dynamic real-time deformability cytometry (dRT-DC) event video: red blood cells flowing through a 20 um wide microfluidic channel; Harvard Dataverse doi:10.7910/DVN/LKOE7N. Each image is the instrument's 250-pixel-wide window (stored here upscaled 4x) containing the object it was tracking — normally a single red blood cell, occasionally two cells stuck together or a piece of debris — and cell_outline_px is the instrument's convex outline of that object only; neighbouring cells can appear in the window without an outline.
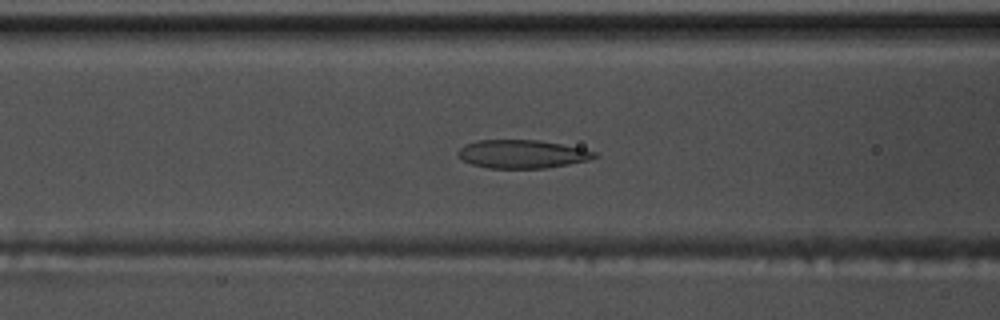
{"species": "common noctule bat (a hibernating species)", "species_latin": "Nyctalus noctula", "temperature_condition": "warm", "stored_images_in_passage": 53, "camera_frame_rate_fps": 3000, "um_per_image_px": 0.085, "animal": {"sex": "male", "body_mass_g": 17.5, "forearm_length_mm": 52.3}, "frame": {"image": 1, "passage_image": 21, "time_ms": 6.667, "image_size_px": [1000, 320], "cell_outline_px": [[600, 156], [588, 160], [568, 164], [544, 168], [488, 168], [472, 164], [456, 156], [456, 152], [464, 144], [476, 140], [540, 140], [584, 148], [596, 152]], "centroid_in_image_um": [44.38, 13.08], "position_along_channel_um": 122.2, "area_um2": 22.72}}
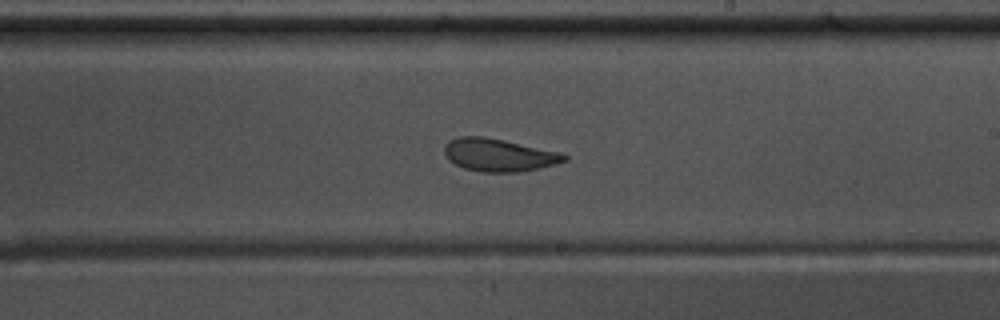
{"frame": {"image": 2, "passage_image": 31, "time_ms": 10.0, "image_size_px": [1000, 320], "cell_outline_px": [[568, 160], [556, 164], [540, 168], [520, 172], [480, 172], [464, 168], [448, 160], [444, 156], [444, 144], [448, 140], [460, 136], [484, 136], [504, 140], [560, 152], [568, 156]], "centroid_in_image_um": [42.38, 13.17], "position_along_channel_um": 246.6, "area_um2": 23.12}}
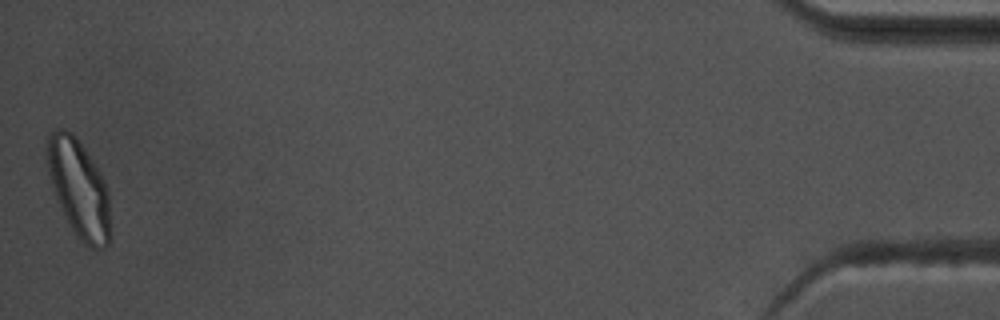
{"frame": {"image": 3, "passage_image": 53, "time_ms": 17.333, "image_size_px": [1000, 320], "cell_outline_px": [[112, 240], [104, 248], [92, 248], [84, 244], [80, 240], [72, 228], [60, 208], [56, 200], [48, 172], [48, 136], [56, 128], [64, 128], [72, 132], [76, 136], [100, 172], [108, 192], [112, 228]], "centroid_in_image_um": [6.75, 16.07], "position_along_channel_um": 428.5, "area_um2": 36.18}, "authors_computed_cell_mechanics": {"area_um2": 24.7384, "velocity_mm_per_s": 3.7421, "shape_relaxation_time_tau1_ms": 8.5136, "shape_relaxation_time_tau2_ms": 1.8048, "deformation_change_tau1": 0.192, "deformation_change_tau2": 0.0655}}